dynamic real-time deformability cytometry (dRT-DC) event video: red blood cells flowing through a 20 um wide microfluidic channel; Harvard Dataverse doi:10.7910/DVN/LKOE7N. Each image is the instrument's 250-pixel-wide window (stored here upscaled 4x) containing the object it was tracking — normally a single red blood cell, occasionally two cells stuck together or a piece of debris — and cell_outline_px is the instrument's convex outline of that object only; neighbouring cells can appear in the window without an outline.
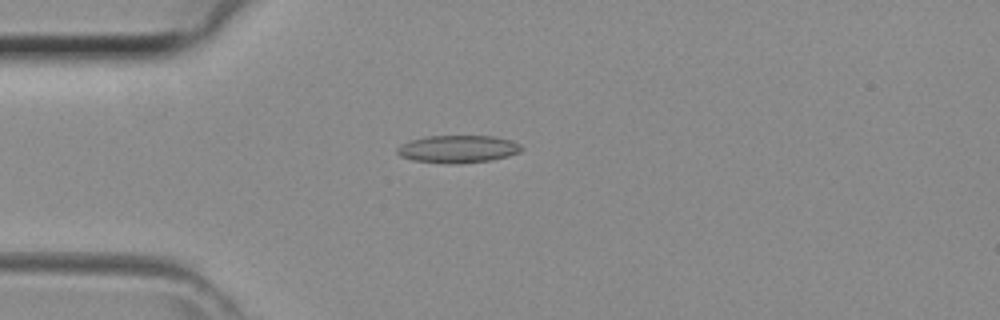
{"species": "common noctule bat (a hibernating species)", "species_latin": "Nyctalus noctula", "temperature_condition": "room temperature", "stored_images_in_passage": 43, "camera_frame_rate_fps": 3000, "um_per_image_px": 0.085, "animal": {"sex": "female", "body_mass_g": 29.2, "forearm_length_mm": 56.3}, "frame": {"image": 1, "passage_image": 11, "time_ms": 3.333, "image_size_px": [1000, 320], "cell_outline_px": [[524, 148], [520, 152], [508, 156], [492, 160], [416, 160], [400, 156], [396, 152], [396, 148], [400, 144], [424, 136], [496, 136], [512, 140], [520, 144]], "centroid_in_image_um": [38.98, 12.59], "position_along_channel_um": 46.0, "area_um2": 18.9}}
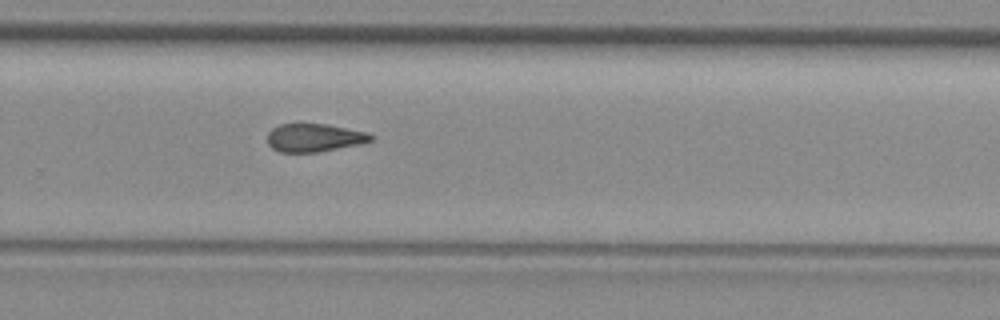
{"frame": {"image": 2, "passage_image": 28, "time_ms": 9.0, "image_size_px": [1000, 320], "cell_outline_px": [[372, 140], [360, 144], [316, 152], [280, 152], [272, 148], [268, 144], [268, 132], [272, 128], [280, 124], [328, 124], [368, 132], [372, 136]], "centroid_in_image_um": [26.7, 11.7], "position_along_channel_um": 303.1, "area_um2": 16.88}}
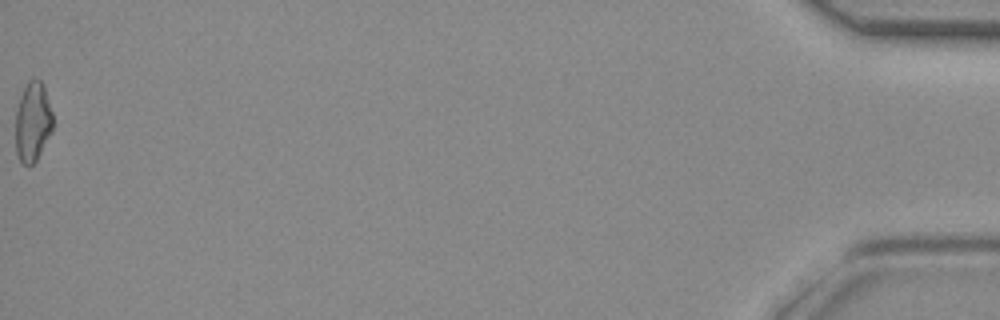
{"frame": {"image": 3, "passage_image": 43, "time_ms": 14.0, "image_size_px": [1000, 320], "cell_outline_px": [[52, 132], [36, 160], [28, 168], [20, 160], [16, 152], [16, 108], [20, 96], [28, 80], [40, 80], [44, 84], [52, 112]], "centroid_in_image_um": [2.78, 10.36], "position_along_channel_um": 432.4, "area_um2": 17.34}}